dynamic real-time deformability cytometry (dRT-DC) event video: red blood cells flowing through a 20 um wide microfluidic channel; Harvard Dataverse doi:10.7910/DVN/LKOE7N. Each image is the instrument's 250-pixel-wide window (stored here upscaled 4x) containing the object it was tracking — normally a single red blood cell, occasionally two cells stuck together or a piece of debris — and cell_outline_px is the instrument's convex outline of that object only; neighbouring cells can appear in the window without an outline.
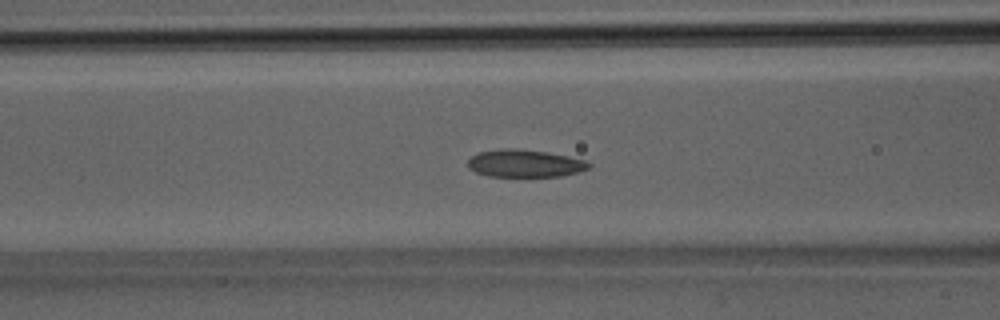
{"species": "Egyptian fruit bat (a non-hibernating species)", "species_latin": "Rousettus aegyptiacus", "temperature_condition": "room temperature", "stored_images_in_passage": 38, "camera_frame_rate_fps": 3000, "um_per_image_px": 0.085, "animal": {"sex": "male"}, "frame": {"image": 1, "passage_image": 16, "time_ms": 5.0, "image_size_px": [1000, 320], "cell_outline_px": [[592, 168], [580, 172], [560, 176], [488, 176], [476, 172], [468, 168], [468, 160], [476, 152], [504, 148], [520, 148], [548, 152], [568, 156], [584, 160], [592, 164]], "centroid_in_image_um": [44.63, 13.88], "position_along_channel_um": 122.0, "area_um2": 19.65}}
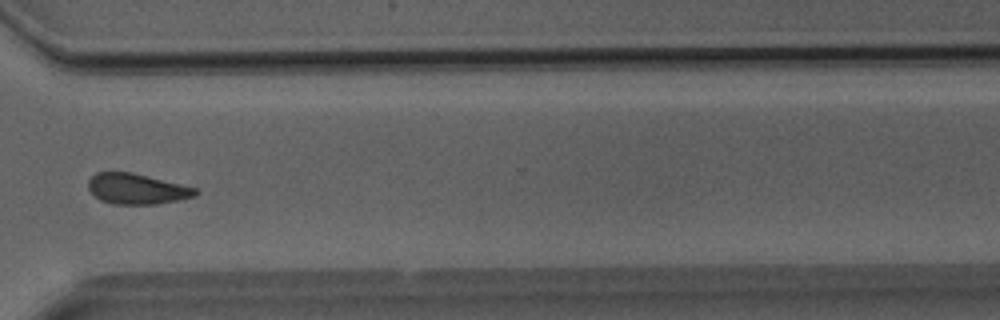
{"frame": {"image": 2, "passage_image": 29, "time_ms": 9.333, "image_size_px": [1000, 320], "cell_outline_px": [[200, 192], [196, 196], [180, 200], [156, 204], [112, 204], [100, 200], [88, 188], [88, 180], [96, 172], [132, 172], [196, 188]], "centroid_in_image_um": [11.64, 16.06], "position_along_channel_um": 359.0, "area_um2": 19.07}}
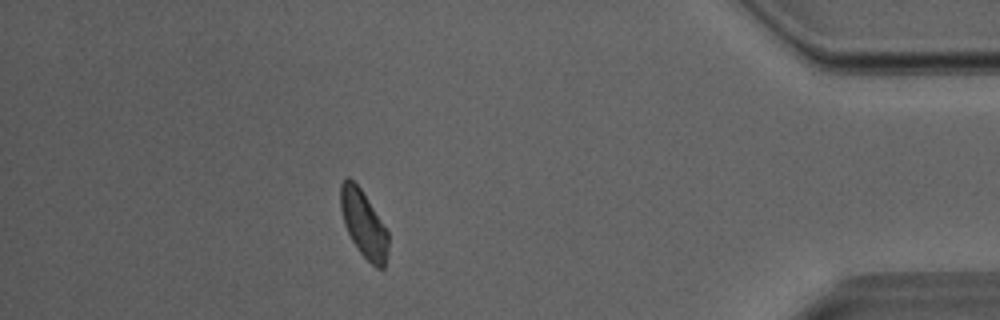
{"frame": {"image": 3, "passage_image": 34, "time_ms": 11.0, "image_size_px": [1000, 320], "cell_outline_px": [[388, 256], [384, 268], [376, 268], [356, 248], [344, 224], [340, 208], [340, 184], [348, 176], [360, 188], [368, 200], [388, 232]], "centroid_in_image_um": [30.9, 19.05], "position_along_channel_um": 404.3, "area_um2": 18.44}}